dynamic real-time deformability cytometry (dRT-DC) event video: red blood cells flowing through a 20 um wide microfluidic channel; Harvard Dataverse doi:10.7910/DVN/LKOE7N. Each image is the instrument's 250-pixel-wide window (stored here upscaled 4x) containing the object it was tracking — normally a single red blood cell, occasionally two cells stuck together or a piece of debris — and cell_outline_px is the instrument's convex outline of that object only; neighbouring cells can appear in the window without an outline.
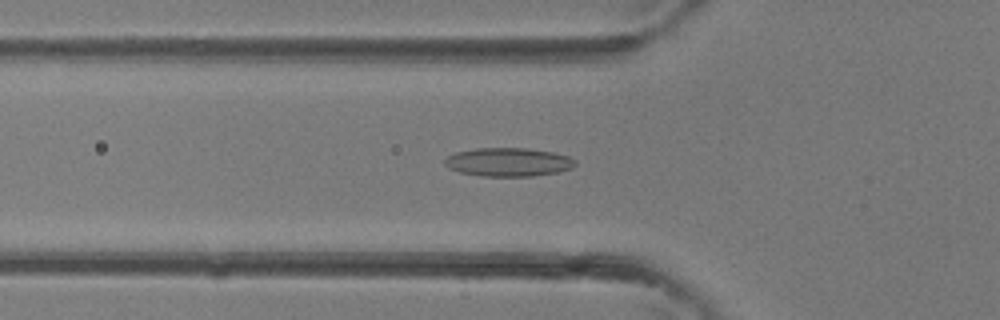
{"species": "common noctule bat (a hibernating species)", "species_latin": "Nyctalus noctula", "temperature_condition": "room temperature", "stored_images_in_passage": 31, "camera_frame_rate_fps": 3000, "um_per_image_px": 0.085, "animal": {"sex": "female"}, "frame": {"image": 1, "passage_image": 6, "time_ms": 1.667, "image_size_px": [1000, 320], "cell_outline_px": [[576, 164], [572, 168], [556, 172], [532, 176], [480, 176], [460, 172], [448, 168], [444, 164], [444, 160], [448, 156], [456, 152], [476, 148], [528, 148], [552, 152], [568, 156], [576, 160]], "centroid_in_image_um": [43.19, 13.77], "position_along_channel_um": 82.6, "area_um2": 21.73}}
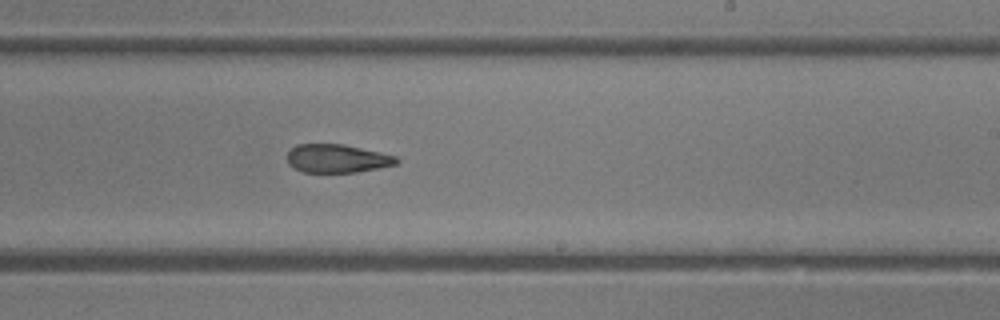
{"frame": {"image": 2, "passage_image": 16, "time_ms": 5.0, "image_size_px": [1000, 320], "cell_outline_px": [[400, 160], [396, 164], [356, 172], [304, 172], [288, 164], [288, 152], [296, 144], [344, 144], [380, 152], [396, 156]], "centroid_in_image_um": [28.66, 13.46], "position_along_channel_um": 260.3, "area_um2": 17.92}}
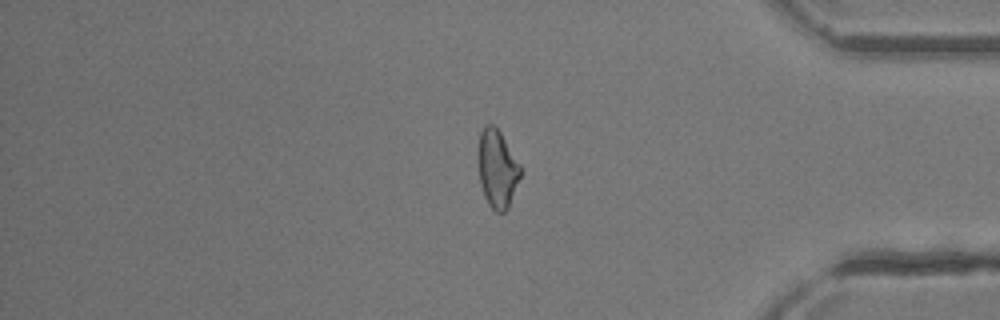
{"frame": {"image": 3, "passage_image": 25, "time_ms": 8.0, "image_size_px": [1000, 320], "cell_outline_px": [[520, 176], [508, 208], [504, 212], [496, 212], [488, 204], [484, 196], [480, 184], [480, 132], [484, 124], [492, 124], [500, 132], [520, 164]], "centroid_in_image_um": [42.28, 14.36], "position_along_channel_um": 392.9, "area_um2": 18.61}}